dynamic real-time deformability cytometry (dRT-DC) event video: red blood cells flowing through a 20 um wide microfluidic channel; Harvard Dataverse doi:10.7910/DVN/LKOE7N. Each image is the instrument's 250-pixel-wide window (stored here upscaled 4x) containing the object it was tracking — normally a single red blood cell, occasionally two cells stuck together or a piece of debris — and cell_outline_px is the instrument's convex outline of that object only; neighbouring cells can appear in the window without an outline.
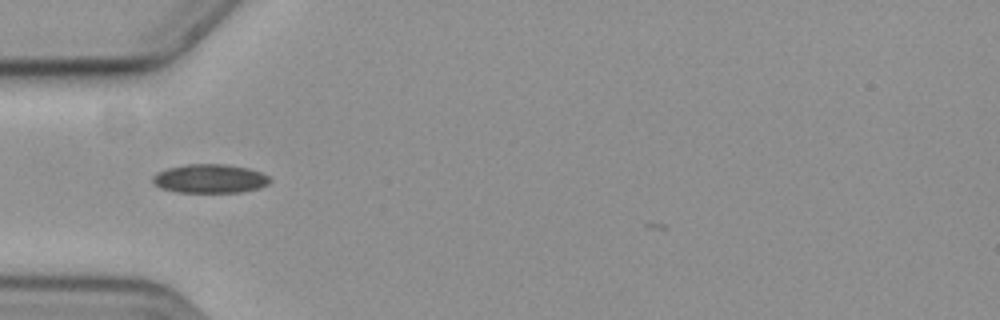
{"species": "common noctule bat (a hibernating species)", "species_latin": "Nyctalus noctula", "temperature_condition": "cold", "stored_images_in_passage": 33, "camera_frame_rate_fps": 3000, "um_per_image_px": 0.085, "animal": {"sex": "female", "body_mass_g": 19.3, "forearm_length_mm": 54.1}, "frame": {"image": 1, "passage_image": 1, "time_ms": 0.0, "image_size_px": [1000, 320], "cell_outline_px": [[272, 180], [268, 184], [260, 188], [240, 192], [176, 192], [160, 188], [152, 180], [152, 176], [156, 172], [168, 168], [184, 164], [228, 164], [248, 168], [260, 172], [268, 176]], "centroid_in_image_um": [17.84, 15.18], "position_along_channel_um": 67.2, "area_um2": 19.83}}
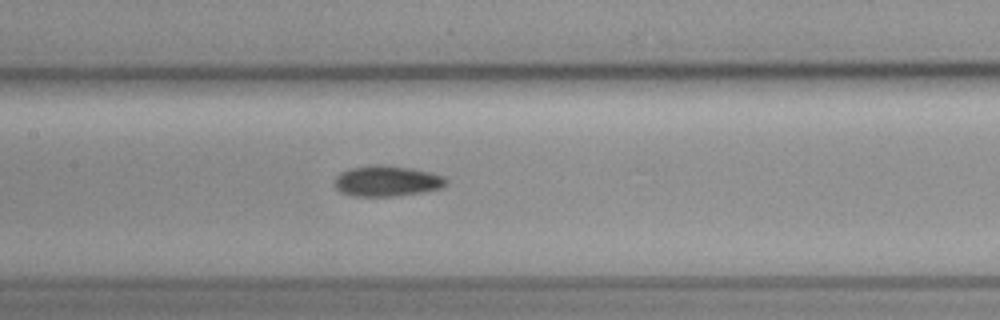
{"frame": {"image": 2, "passage_image": 10, "time_ms": 3.0, "image_size_px": [1000, 320], "cell_outline_px": [[448, 184], [440, 188], [424, 192], [392, 196], [352, 196], [340, 192], [336, 188], [336, 176], [340, 172], [348, 168], [372, 164], [380, 164], [412, 168], [444, 176], [448, 180]], "centroid_in_image_um": [32.88, 15.38], "position_along_channel_um": 174.5, "area_um2": 20.11}}
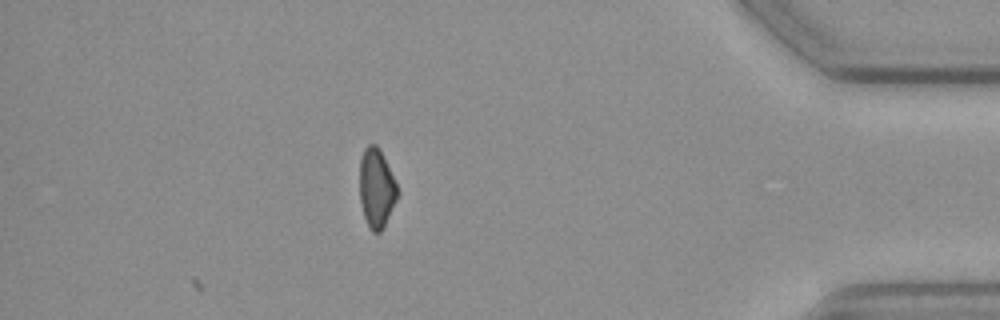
{"frame": {"image": 3, "passage_image": 33, "time_ms": 10.667, "image_size_px": [1000, 320], "cell_outline_px": [[400, 192], [384, 228], [380, 232], [372, 232], [368, 228], [360, 204], [360, 156], [364, 148], [368, 144], [376, 144], [380, 148]], "centroid_in_image_um": [32.0, 16.0], "position_along_channel_um": 403.2, "area_um2": 17.74}}